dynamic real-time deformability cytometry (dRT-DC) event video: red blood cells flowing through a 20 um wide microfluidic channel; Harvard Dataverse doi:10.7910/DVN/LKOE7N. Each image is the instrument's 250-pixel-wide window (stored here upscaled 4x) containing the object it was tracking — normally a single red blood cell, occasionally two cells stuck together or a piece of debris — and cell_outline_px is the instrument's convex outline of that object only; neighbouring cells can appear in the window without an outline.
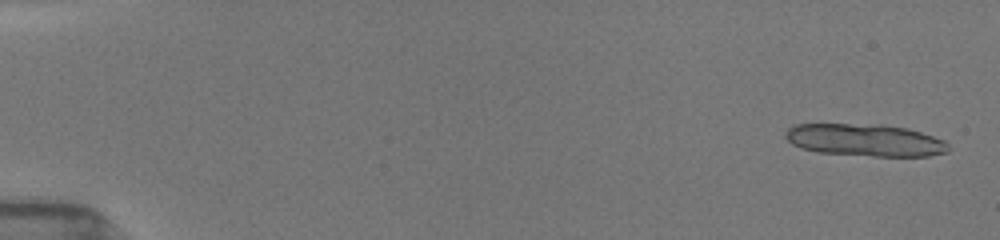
{"species": "common noctule bat (a hibernating species)", "species_latin": "Nyctalus noctula", "temperature_condition": "room temperature", "stored_images_in_passage": 35, "camera_frame_rate_fps": 3000, "um_per_image_px": 0.085, "animal": {"sex": "female", "body_mass_g": 19.5, "forearm_length_mm": 54.1}, "frame": {"image": 1, "passage_image": 4, "time_ms": 0.333, "image_size_px": [1000, 240], "cell_outline_px": [[948, 152], [928, 156], [872, 156], [816, 152], [800, 148], [792, 144], [784, 136], [788, 128], [792, 124], [880, 124], [908, 128], [944, 140], [948, 144]], "centroid_in_image_um": [73.5, 11.9], "position_along_channel_um": 11.5, "area_um2": 30.81}}